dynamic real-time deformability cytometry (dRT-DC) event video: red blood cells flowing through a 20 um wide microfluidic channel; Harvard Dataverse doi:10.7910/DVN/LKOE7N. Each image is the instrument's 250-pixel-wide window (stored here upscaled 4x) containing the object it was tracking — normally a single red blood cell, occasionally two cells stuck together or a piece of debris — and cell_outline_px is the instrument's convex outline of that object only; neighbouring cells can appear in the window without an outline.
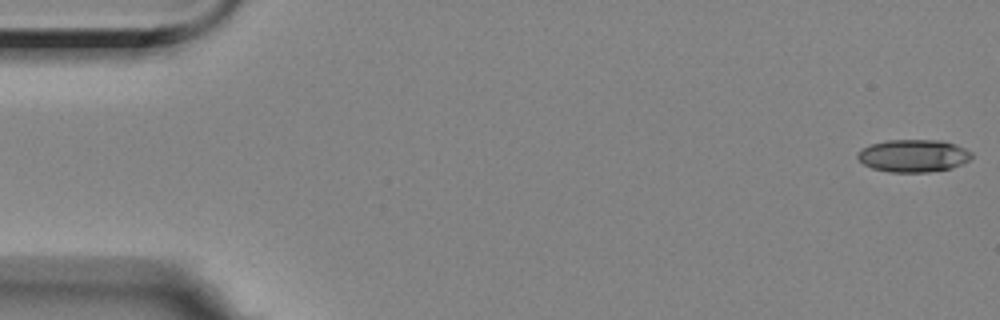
{"species": "Egyptian fruit bat (a non-hibernating species)", "species_latin": "Rousettus aegyptiacus", "temperature_condition": "room temperature", "stored_images_in_passage": 56, "camera_frame_rate_fps": 3000, "um_per_image_px": 0.085, "animal": {"sex": "female"}, "frame": {"image": 1, "passage_image": 1, "time_ms": 0.0, "image_size_px": [1000, 320], "cell_outline_px": [[972, 156], [968, 160], [952, 168], [928, 172], [888, 172], [872, 168], [864, 164], [856, 156], [864, 148], [872, 144], [888, 140], [940, 140], [956, 144], [972, 152]], "centroid_in_image_um": [77.66, 13.24], "position_along_channel_um": 7.3, "area_um2": 21.44}}
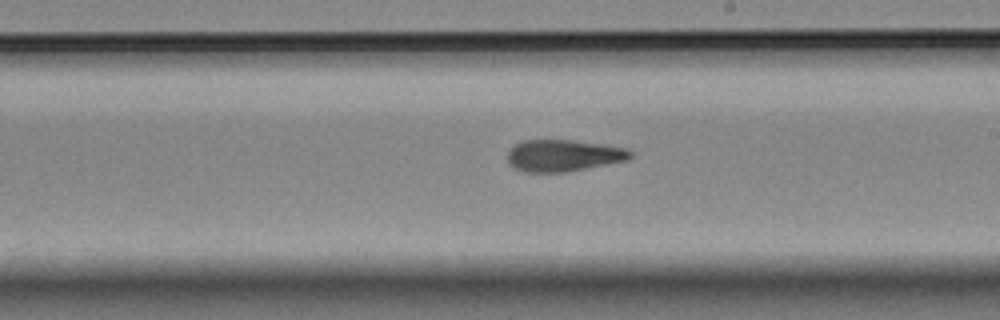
{"frame": {"image": 2, "passage_image": 32, "time_ms": 10.333, "image_size_px": [1000, 320], "cell_outline_px": [[632, 156], [628, 160], [568, 172], [524, 172], [516, 168], [508, 160], [508, 152], [516, 144], [524, 140], [572, 140], [628, 148], [632, 152]], "centroid_in_image_um": [47.93, 13.22], "position_along_channel_um": 241.1, "area_um2": 22.6}}
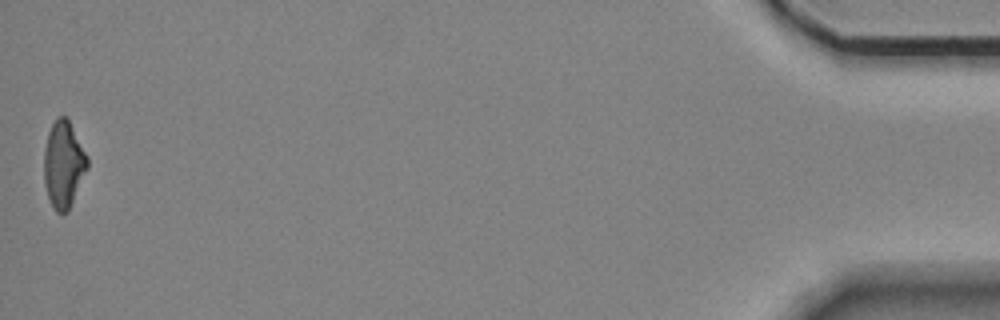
{"frame": {"image": 3, "passage_image": 56, "time_ms": 18.333, "image_size_px": [1000, 320], "cell_outline_px": [[88, 168], [68, 212], [56, 212], [48, 196], [44, 184], [44, 152], [48, 132], [56, 116], [64, 116], [68, 120], [88, 156]], "centroid_in_image_um": [5.4, 13.98], "position_along_channel_um": 429.8, "area_um2": 21.79}, "authors_computed_cell_mechanics": {"area_um2": 22.7154, "velocity_mm_per_s": 3.5372, "shape_relaxation_time_tau1_ms": 10.5172, "shape_relaxation_time_tau2_ms": 3.913, "deformation_change_tau1": 0.2244, "deformation_change_tau2": 0.1245}}